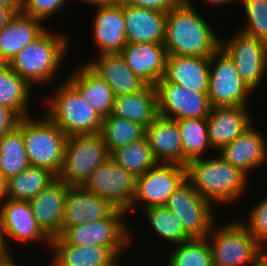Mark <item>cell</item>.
I'll return each mask as SVG.
<instances>
[{
	"label": "cell",
	"mask_w": 267,
	"mask_h": 266,
	"mask_svg": "<svg viewBox=\"0 0 267 266\" xmlns=\"http://www.w3.org/2000/svg\"><path fill=\"white\" fill-rule=\"evenodd\" d=\"M216 226L207 236L213 266H251L267 251L239 220Z\"/></svg>",
	"instance_id": "7"
},
{
	"label": "cell",
	"mask_w": 267,
	"mask_h": 266,
	"mask_svg": "<svg viewBox=\"0 0 267 266\" xmlns=\"http://www.w3.org/2000/svg\"><path fill=\"white\" fill-rule=\"evenodd\" d=\"M152 231L170 245H179L191 239L183 230L181 221L165 206H153L142 210Z\"/></svg>",
	"instance_id": "36"
},
{
	"label": "cell",
	"mask_w": 267,
	"mask_h": 266,
	"mask_svg": "<svg viewBox=\"0 0 267 266\" xmlns=\"http://www.w3.org/2000/svg\"><path fill=\"white\" fill-rule=\"evenodd\" d=\"M86 64L109 85L114 96L133 94L147 85L132 72L121 53L96 55Z\"/></svg>",
	"instance_id": "23"
},
{
	"label": "cell",
	"mask_w": 267,
	"mask_h": 266,
	"mask_svg": "<svg viewBox=\"0 0 267 266\" xmlns=\"http://www.w3.org/2000/svg\"><path fill=\"white\" fill-rule=\"evenodd\" d=\"M17 260H13L12 262L5 264V265H0V266H20L21 264H19L18 262H16Z\"/></svg>",
	"instance_id": "50"
},
{
	"label": "cell",
	"mask_w": 267,
	"mask_h": 266,
	"mask_svg": "<svg viewBox=\"0 0 267 266\" xmlns=\"http://www.w3.org/2000/svg\"><path fill=\"white\" fill-rule=\"evenodd\" d=\"M239 221L248 229L255 240L267 250V197L260 200L255 206L253 205L246 221Z\"/></svg>",
	"instance_id": "39"
},
{
	"label": "cell",
	"mask_w": 267,
	"mask_h": 266,
	"mask_svg": "<svg viewBox=\"0 0 267 266\" xmlns=\"http://www.w3.org/2000/svg\"><path fill=\"white\" fill-rule=\"evenodd\" d=\"M32 90L36 89L8 64L0 63V104L13 110L20 118L32 116L29 107Z\"/></svg>",
	"instance_id": "30"
},
{
	"label": "cell",
	"mask_w": 267,
	"mask_h": 266,
	"mask_svg": "<svg viewBox=\"0 0 267 266\" xmlns=\"http://www.w3.org/2000/svg\"><path fill=\"white\" fill-rule=\"evenodd\" d=\"M12 248L9 247L0 219V265H5L14 260Z\"/></svg>",
	"instance_id": "43"
},
{
	"label": "cell",
	"mask_w": 267,
	"mask_h": 266,
	"mask_svg": "<svg viewBox=\"0 0 267 266\" xmlns=\"http://www.w3.org/2000/svg\"><path fill=\"white\" fill-rule=\"evenodd\" d=\"M80 2L89 3L91 5L99 6V5H111L120 3L122 0H78Z\"/></svg>",
	"instance_id": "46"
},
{
	"label": "cell",
	"mask_w": 267,
	"mask_h": 266,
	"mask_svg": "<svg viewBox=\"0 0 267 266\" xmlns=\"http://www.w3.org/2000/svg\"><path fill=\"white\" fill-rule=\"evenodd\" d=\"M43 21L17 12L0 29V63L8 64L22 49L40 37L48 27Z\"/></svg>",
	"instance_id": "25"
},
{
	"label": "cell",
	"mask_w": 267,
	"mask_h": 266,
	"mask_svg": "<svg viewBox=\"0 0 267 266\" xmlns=\"http://www.w3.org/2000/svg\"><path fill=\"white\" fill-rule=\"evenodd\" d=\"M168 266H213L210 242L206 238H192L173 246Z\"/></svg>",
	"instance_id": "37"
},
{
	"label": "cell",
	"mask_w": 267,
	"mask_h": 266,
	"mask_svg": "<svg viewBox=\"0 0 267 266\" xmlns=\"http://www.w3.org/2000/svg\"><path fill=\"white\" fill-rule=\"evenodd\" d=\"M100 133L110 154L117 148L142 139L146 129L138 123L110 114L103 119Z\"/></svg>",
	"instance_id": "35"
},
{
	"label": "cell",
	"mask_w": 267,
	"mask_h": 266,
	"mask_svg": "<svg viewBox=\"0 0 267 266\" xmlns=\"http://www.w3.org/2000/svg\"><path fill=\"white\" fill-rule=\"evenodd\" d=\"M254 92L241 79L232 59L219 47L210 56L208 97L212 107H248Z\"/></svg>",
	"instance_id": "10"
},
{
	"label": "cell",
	"mask_w": 267,
	"mask_h": 266,
	"mask_svg": "<svg viewBox=\"0 0 267 266\" xmlns=\"http://www.w3.org/2000/svg\"><path fill=\"white\" fill-rule=\"evenodd\" d=\"M206 4L208 3V4H210L209 6H219V5H225V4H229L230 3V5H231V3H233V2H237V0H203ZM182 2H184L185 4H187V5H190V6H195V5H193V3H192V0H182Z\"/></svg>",
	"instance_id": "45"
},
{
	"label": "cell",
	"mask_w": 267,
	"mask_h": 266,
	"mask_svg": "<svg viewBox=\"0 0 267 266\" xmlns=\"http://www.w3.org/2000/svg\"><path fill=\"white\" fill-rule=\"evenodd\" d=\"M126 215V211L116 208L107 218L74 227H61L59 237L74 246L108 247L121 259L134 238Z\"/></svg>",
	"instance_id": "6"
},
{
	"label": "cell",
	"mask_w": 267,
	"mask_h": 266,
	"mask_svg": "<svg viewBox=\"0 0 267 266\" xmlns=\"http://www.w3.org/2000/svg\"><path fill=\"white\" fill-rule=\"evenodd\" d=\"M186 179V167L178 164L157 163L143 175L136 177L135 195L130 208L145 210L153 206H164L167 199Z\"/></svg>",
	"instance_id": "12"
},
{
	"label": "cell",
	"mask_w": 267,
	"mask_h": 266,
	"mask_svg": "<svg viewBox=\"0 0 267 266\" xmlns=\"http://www.w3.org/2000/svg\"><path fill=\"white\" fill-rule=\"evenodd\" d=\"M248 176L220 155L194 159L186 165V179L216 209L244 198L249 189Z\"/></svg>",
	"instance_id": "1"
},
{
	"label": "cell",
	"mask_w": 267,
	"mask_h": 266,
	"mask_svg": "<svg viewBox=\"0 0 267 266\" xmlns=\"http://www.w3.org/2000/svg\"><path fill=\"white\" fill-rule=\"evenodd\" d=\"M159 115L180 120L207 118L211 104L207 93L188 91L183 86L160 79L156 85Z\"/></svg>",
	"instance_id": "14"
},
{
	"label": "cell",
	"mask_w": 267,
	"mask_h": 266,
	"mask_svg": "<svg viewBox=\"0 0 267 266\" xmlns=\"http://www.w3.org/2000/svg\"><path fill=\"white\" fill-rule=\"evenodd\" d=\"M57 176L50 170L30 165L20 174L7 180L5 198L29 201L46 189Z\"/></svg>",
	"instance_id": "32"
},
{
	"label": "cell",
	"mask_w": 267,
	"mask_h": 266,
	"mask_svg": "<svg viewBox=\"0 0 267 266\" xmlns=\"http://www.w3.org/2000/svg\"><path fill=\"white\" fill-rule=\"evenodd\" d=\"M225 41L220 38V48L232 59L244 83L256 92L267 75V44L240 29Z\"/></svg>",
	"instance_id": "11"
},
{
	"label": "cell",
	"mask_w": 267,
	"mask_h": 266,
	"mask_svg": "<svg viewBox=\"0 0 267 266\" xmlns=\"http://www.w3.org/2000/svg\"><path fill=\"white\" fill-rule=\"evenodd\" d=\"M136 177L108 158L83 186L107 199L115 208L127 211L135 195Z\"/></svg>",
	"instance_id": "13"
},
{
	"label": "cell",
	"mask_w": 267,
	"mask_h": 266,
	"mask_svg": "<svg viewBox=\"0 0 267 266\" xmlns=\"http://www.w3.org/2000/svg\"><path fill=\"white\" fill-rule=\"evenodd\" d=\"M181 221L184 232L192 238H206L217 223L216 207L203 198L185 179L164 205ZM216 216V217H215Z\"/></svg>",
	"instance_id": "9"
},
{
	"label": "cell",
	"mask_w": 267,
	"mask_h": 266,
	"mask_svg": "<svg viewBox=\"0 0 267 266\" xmlns=\"http://www.w3.org/2000/svg\"><path fill=\"white\" fill-rule=\"evenodd\" d=\"M66 81L79 93L84 102L103 119L111 114L114 94L109 85L86 63L78 64Z\"/></svg>",
	"instance_id": "26"
},
{
	"label": "cell",
	"mask_w": 267,
	"mask_h": 266,
	"mask_svg": "<svg viewBox=\"0 0 267 266\" xmlns=\"http://www.w3.org/2000/svg\"><path fill=\"white\" fill-rule=\"evenodd\" d=\"M93 20L94 41L98 46L97 55L121 53L126 45V25L122 11V1L111 5L95 6Z\"/></svg>",
	"instance_id": "22"
},
{
	"label": "cell",
	"mask_w": 267,
	"mask_h": 266,
	"mask_svg": "<svg viewBox=\"0 0 267 266\" xmlns=\"http://www.w3.org/2000/svg\"><path fill=\"white\" fill-rule=\"evenodd\" d=\"M0 5L8 7H20V0H0Z\"/></svg>",
	"instance_id": "49"
},
{
	"label": "cell",
	"mask_w": 267,
	"mask_h": 266,
	"mask_svg": "<svg viewBox=\"0 0 267 266\" xmlns=\"http://www.w3.org/2000/svg\"><path fill=\"white\" fill-rule=\"evenodd\" d=\"M116 208L84 187L70 186L65 198L62 227H74L107 218Z\"/></svg>",
	"instance_id": "21"
},
{
	"label": "cell",
	"mask_w": 267,
	"mask_h": 266,
	"mask_svg": "<svg viewBox=\"0 0 267 266\" xmlns=\"http://www.w3.org/2000/svg\"><path fill=\"white\" fill-rule=\"evenodd\" d=\"M69 187L56 178L46 189L28 201L38 225L50 238L61 234Z\"/></svg>",
	"instance_id": "20"
},
{
	"label": "cell",
	"mask_w": 267,
	"mask_h": 266,
	"mask_svg": "<svg viewBox=\"0 0 267 266\" xmlns=\"http://www.w3.org/2000/svg\"><path fill=\"white\" fill-rule=\"evenodd\" d=\"M55 33L47 29L8 63L34 89L36 85L48 86V83L54 82L69 52V36Z\"/></svg>",
	"instance_id": "3"
},
{
	"label": "cell",
	"mask_w": 267,
	"mask_h": 266,
	"mask_svg": "<svg viewBox=\"0 0 267 266\" xmlns=\"http://www.w3.org/2000/svg\"><path fill=\"white\" fill-rule=\"evenodd\" d=\"M102 134H78L67 138L63 165L57 178L67 186L83 187L91 174L109 157Z\"/></svg>",
	"instance_id": "8"
},
{
	"label": "cell",
	"mask_w": 267,
	"mask_h": 266,
	"mask_svg": "<svg viewBox=\"0 0 267 266\" xmlns=\"http://www.w3.org/2000/svg\"><path fill=\"white\" fill-rule=\"evenodd\" d=\"M57 81L58 88L43 100L45 114L67 135L96 134L101 131L103 118L66 81Z\"/></svg>",
	"instance_id": "4"
},
{
	"label": "cell",
	"mask_w": 267,
	"mask_h": 266,
	"mask_svg": "<svg viewBox=\"0 0 267 266\" xmlns=\"http://www.w3.org/2000/svg\"><path fill=\"white\" fill-rule=\"evenodd\" d=\"M30 166L23 140V118L10 132L0 137V170L8 180Z\"/></svg>",
	"instance_id": "31"
},
{
	"label": "cell",
	"mask_w": 267,
	"mask_h": 266,
	"mask_svg": "<svg viewBox=\"0 0 267 266\" xmlns=\"http://www.w3.org/2000/svg\"><path fill=\"white\" fill-rule=\"evenodd\" d=\"M127 43H164L166 12L122 2Z\"/></svg>",
	"instance_id": "24"
},
{
	"label": "cell",
	"mask_w": 267,
	"mask_h": 266,
	"mask_svg": "<svg viewBox=\"0 0 267 266\" xmlns=\"http://www.w3.org/2000/svg\"><path fill=\"white\" fill-rule=\"evenodd\" d=\"M111 115L138 123L147 129L159 116L155 86L146 85L136 93L115 96Z\"/></svg>",
	"instance_id": "29"
},
{
	"label": "cell",
	"mask_w": 267,
	"mask_h": 266,
	"mask_svg": "<svg viewBox=\"0 0 267 266\" xmlns=\"http://www.w3.org/2000/svg\"><path fill=\"white\" fill-rule=\"evenodd\" d=\"M247 19L240 30L267 44V0H241Z\"/></svg>",
	"instance_id": "38"
},
{
	"label": "cell",
	"mask_w": 267,
	"mask_h": 266,
	"mask_svg": "<svg viewBox=\"0 0 267 266\" xmlns=\"http://www.w3.org/2000/svg\"><path fill=\"white\" fill-rule=\"evenodd\" d=\"M251 266H267V251L263 253Z\"/></svg>",
	"instance_id": "48"
},
{
	"label": "cell",
	"mask_w": 267,
	"mask_h": 266,
	"mask_svg": "<svg viewBox=\"0 0 267 266\" xmlns=\"http://www.w3.org/2000/svg\"><path fill=\"white\" fill-rule=\"evenodd\" d=\"M182 0H122L123 3L145 9H153L168 13L175 8Z\"/></svg>",
	"instance_id": "41"
},
{
	"label": "cell",
	"mask_w": 267,
	"mask_h": 266,
	"mask_svg": "<svg viewBox=\"0 0 267 266\" xmlns=\"http://www.w3.org/2000/svg\"><path fill=\"white\" fill-rule=\"evenodd\" d=\"M209 75L210 57L168 55L163 78L188 91L207 93Z\"/></svg>",
	"instance_id": "27"
},
{
	"label": "cell",
	"mask_w": 267,
	"mask_h": 266,
	"mask_svg": "<svg viewBox=\"0 0 267 266\" xmlns=\"http://www.w3.org/2000/svg\"><path fill=\"white\" fill-rule=\"evenodd\" d=\"M109 157L135 177L143 175L157 164L146 135L140 140L113 150Z\"/></svg>",
	"instance_id": "34"
},
{
	"label": "cell",
	"mask_w": 267,
	"mask_h": 266,
	"mask_svg": "<svg viewBox=\"0 0 267 266\" xmlns=\"http://www.w3.org/2000/svg\"><path fill=\"white\" fill-rule=\"evenodd\" d=\"M7 191V179L0 170V202L5 199Z\"/></svg>",
	"instance_id": "47"
},
{
	"label": "cell",
	"mask_w": 267,
	"mask_h": 266,
	"mask_svg": "<svg viewBox=\"0 0 267 266\" xmlns=\"http://www.w3.org/2000/svg\"><path fill=\"white\" fill-rule=\"evenodd\" d=\"M19 11L20 7H8L0 5V29L4 27Z\"/></svg>",
	"instance_id": "44"
},
{
	"label": "cell",
	"mask_w": 267,
	"mask_h": 266,
	"mask_svg": "<svg viewBox=\"0 0 267 266\" xmlns=\"http://www.w3.org/2000/svg\"><path fill=\"white\" fill-rule=\"evenodd\" d=\"M182 140V166L191 160L204 158V153L212 149L208 136L207 118H187L176 120Z\"/></svg>",
	"instance_id": "33"
},
{
	"label": "cell",
	"mask_w": 267,
	"mask_h": 266,
	"mask_svg": "<svg viewBox=\"0 0 267 266\" xmlns=\"http://www.w3.org/2000/svg\"><path fill=\"white\" fill-rule=\"evenodd\" d=\"M146 137L157 163L182 165V140L175 119L159 115L146 129Z\"/></svg>",
	"instance_id": "28"
},
{
	"label": "cell",
	"mask_w": 267,
	"mask_h": 266,
	"mask_svg": "<svg viewBox=\"0 0 267 266\" xmlns=\"http://www.w3.org/2000/svg\"><path fill=\"white\" fill-rule=\"evenodd\" d=\"M0 219L10 248L12 241L20 244L43 242L50 251L51 238L38 225L28 201L5 198L0 202Z\"/></svg>",
	"instance_id": "15"
},
{
	"label": "cell",
	"mask_w": 267,
	"mask_h": 266,
	"mask_svg": "<svg viewBox=\"0 0 267 266\" xmlns=\"http://www.w3.org/2000/svg\"><path fill=\"white\" fill-rule=\"evenodd\" d=\"M195 6L180 2L166 15L164 45L168 55L210 57L220 38Z\"/></svg>",
	"instance_id": "2"
},
{
	"label": "cell",
	"mask_w": 267,
	"mask_h": 266,
	"mask_svg": "<svg viewBox=\"0 0 267 266\" xmlns=\"http://www.w3.org/2000/svg\"><path fill=\"white\" fill-rule=\"evenodd\" d=\"M69 1V0H68ZM67 0H20V12L30 15L46 23L54 17L62 7L68 3ZM64 5V6H63Z\"/></svg>",
	"instance_id": "40"
},
{
	"label": "cell",
	"mask_w": 267,
	"mask_h": 266,
	"mask_svg": "<svg viewBox=\"0 0 267 266\" xmlns=\"http://www.w3.org/2000/svg\"><path fill=\"white\" fill-rule=\"evenodd\" d=\"M266 141L262 131L260 132L252 124L241 135L225 145L218 155L249 175L254 169L267 164Z\"/></svg>",
	"instance_id": "18"
},
{
	"label": "cell",
	"mask_w": 267,
	"mask_h": 266,
	"mask_svg": "<svg viewBox=\"0 0 267 266\" xmlns=\"http://www.w3.org/2000/svg\"><path fill=\"white\" fill-rule=\"evenodd\" d=\"M19 120L20 117L13 110L0 104V137L12 131Z\"/></svg>",
	"instance_id": "42"
},
{
	"label": "cell",
	"mask_w": 267,
	"mask_h": 266,
	"mask_svg": "<svg viewBox=\"0 0 267 266\" xmlns=\"http://www.w3.org/2000/svg\"><path fill=\"white\" fill-rule=\"evenodd\" d=\"M50 261L46 266H122L121 259L108 247L74 246L59 236L51 238Z\"/></svg>",
	"instance_id": "17"
},
{
	"label": "cell",
	"mask_w": 267,
	"mask_h": 266,
	"mask_svg": "<svg viewBox=\"0 0 267 266\" xmlns=\"http://www.w3.org/2000/svg\"><path fill=\"white\" fill-rule=\"evenodd\" d=\"M248 109L241 106L211 108L207 125L212 151H220L253 124L252 113Z\"/></svg>",
	"instance_id": "16"
},
{
	"label": "cell",
	"mask_w": 267,
	"mask_h": 266,
	"mask_svg": "<svg viewBox=\"0 0 267 266\" xmlns=\"http://www.w3.org/2000/svg\"><path fill=\"white\" fill-rule=\"evenodd\" d=\"M34 117V118H33ZM68 136L46 115L23 118V140L30 165L59 174Z\"/></svg>",
	"instance_id": "5"
},
{
	"label": "cell",
	"mask_w": 267,
	"mask_h": 266,
	"mask_svg": "<svg viewBox=\"0 0 267 266\" xmlns=\"http://www.w3.org/2000/svg\"><path fill=\"white\" fill-rule=\"evenodd\" d=\"M121 54L132 72L147 85L163 78L168 53L163 43H126Z\"/></svg>",
	"instance_id": "19"
}]
</instances>
